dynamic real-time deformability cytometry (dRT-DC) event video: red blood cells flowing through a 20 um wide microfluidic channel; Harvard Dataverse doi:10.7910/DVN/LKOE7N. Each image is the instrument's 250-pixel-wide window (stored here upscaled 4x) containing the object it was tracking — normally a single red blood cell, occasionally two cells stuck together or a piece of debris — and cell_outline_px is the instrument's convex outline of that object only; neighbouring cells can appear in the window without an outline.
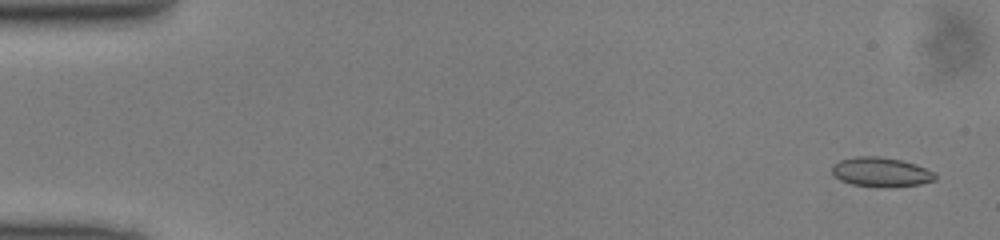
{"species": "common noctule bat (a hibernating species)", "species_latin": "Nyctalus noctula", "temperature_condition": "cold", "stored_images_in_passage": 49, "camera_frame_rate_fps": 3000, "um_per_image_px": 0.085, "animal": {"sex": "male", "body_mass_g": 13.0, "forearm_length_mm": 53.1}, "frame": {"image": 1, "passage_image": 2, "time_ms": 0.333, "image_size_px": [1000, 240], "cell_outline_px": [[936, 180], [920, 184], [892, 188], [884, 188], [852, 184], [840, 180], [832, 172], [832, 164], [840, 160], [856, 156], [880, 156], [900, 160], [916, 164], [936, 172]], "centroid_in_image_um": [74.92, 14.63], "position_along_channel_um": 10.1, "area_um2": 17.98}}
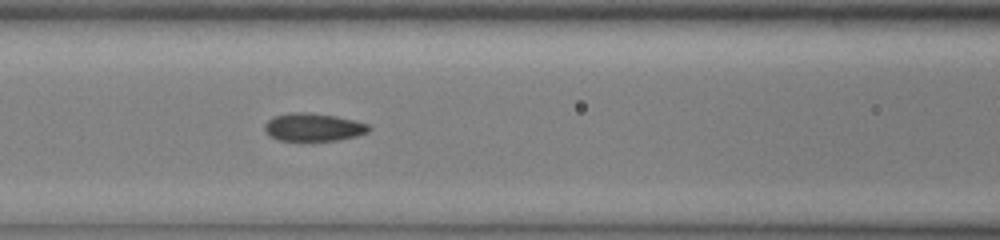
{"frame": {"image": 2, "passage_image": 21, "time_ms": 6.667, "image_size_px": [1000, 240], "cell_outline_px": [[372, 128], [368, 132], [356, 136], [340, 140], [280, 140], [268, 136], [264, 128], [264, 124], [272, 116], [292, 112], [308, 112], [336, 116], [356, 120], [368, 124]], "centroid_in_image_um": [26.64, 10.8], "position_along_channel_um": 140.0, "area_um2": 17.11}}
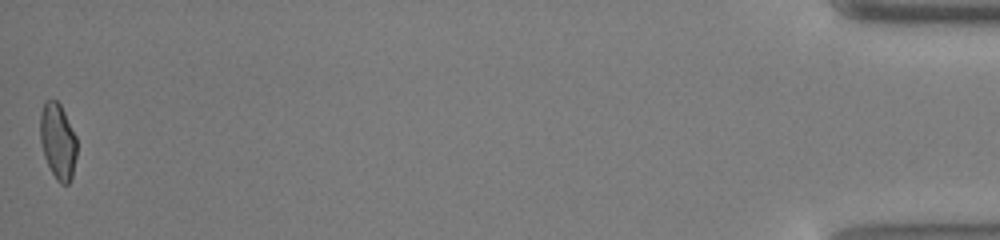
{"frame": {"image": 3, "passage_image": 49, "time_ms": 16.0, "image_size_px": [1000, 240], "cell_outline_px": [[76, 156], [72, 176], [68, 184], [60, 184], [56, 180], [44, 156], [40, 140], [40, 112], [44, 104], [48, 100], [56, 100], [60, 104], [76, 136]], "centroid_in_image_um": [4.91, 12.01], "position_along_channel_um": 430.3, "area_um2": 16.07}}